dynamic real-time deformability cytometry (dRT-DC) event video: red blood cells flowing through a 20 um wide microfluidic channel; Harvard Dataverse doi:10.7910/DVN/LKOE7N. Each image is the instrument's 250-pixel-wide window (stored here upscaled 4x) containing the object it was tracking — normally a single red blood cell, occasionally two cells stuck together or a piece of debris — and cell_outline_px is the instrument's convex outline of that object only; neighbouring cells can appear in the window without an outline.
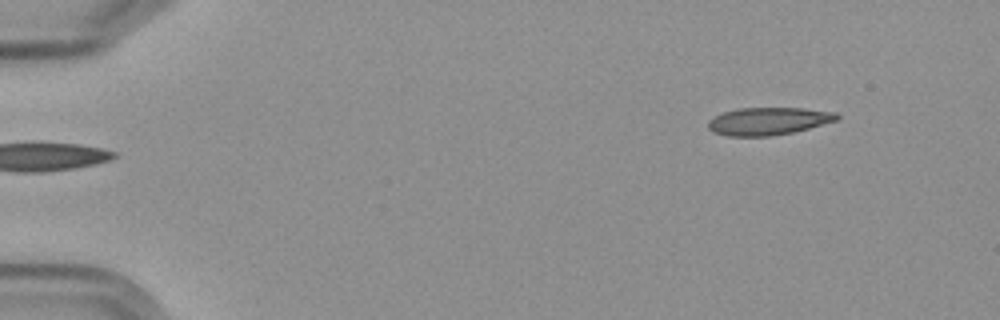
{"species": "Egyptian fruit bat (a non-hibernating species)", "species_latin": "Rousettus aegyptiacus", "temperature_condition": "cold", "stored_images_in_passage": 6, "camera_frame_rate_fps": 3000, "um_per_image_px": 0.085, "frame": {"image": 1, "passage_image": 6, "time_ms": 6.0, "image_size_px": [1000, 320], "cell_outline_px": [[840, 116], [836, 120], [808, 128], [792, 132], [772, 136], [728, 136], [712, 132], [708, 128], [708, 120], [724, 112], [740, 108], [804, 108], [836, 112]], "centroid_in_image_um": [65.29, 10.3], "position_along_channel_um": 19.7, "area_um2": 20.58}}